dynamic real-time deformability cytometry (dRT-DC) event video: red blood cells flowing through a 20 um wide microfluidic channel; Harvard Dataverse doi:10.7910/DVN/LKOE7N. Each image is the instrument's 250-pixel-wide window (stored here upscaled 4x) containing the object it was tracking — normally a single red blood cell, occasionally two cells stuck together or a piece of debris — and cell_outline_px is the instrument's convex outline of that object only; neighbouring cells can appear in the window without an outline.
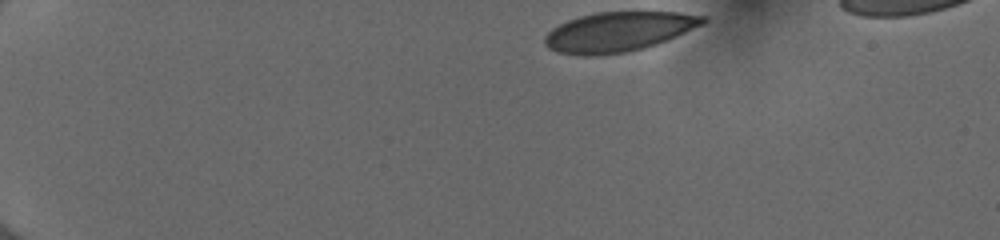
{"species": "human", "species_latin": "Homo sapiens", "temperature_condition": "cold", "stored_images_in_passage": 43, "camera_frame_rate_fps": 3000, "um_per_image_px": 0.085, "donor": {"sex": "female"}, "frame": {"image": 1, "passage_image": 1, "time_ms": 0.0, "image_size_px": [1000, 240], "cell_outline_px": [[708, 20], [704, 24], [676, 36], [656, 44], [644, 48], [624, 52], [596, 56], [584, 56], [556, 52], [548, 48], [544, 44], [544, 36], [552, 28], [568, 20], [580, 16], [596, 12], [680, 12], [708, 16]], "centroid_in_image_um": [52.57, 2.7], "position_along_channel_um": 32.4, "area_um2": 36.7}}
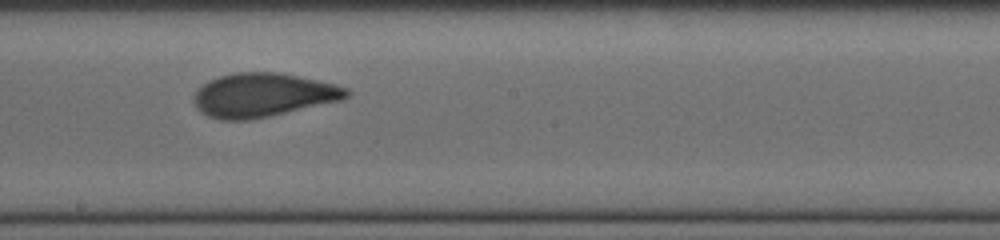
{"frame": {"image": 2, "passage_image": 23, "time_ms": 7.333, "image_size_px": [1000, 240], "cell_outline_px": [[352, 92], [348, 96], [340, 100], [268, 116], [248, 120], [220, 120], [208, 116], [200, 112], [196, 108], [192, 100], [196, 92], [208, 80], [220, 76], [236, 72], [280, 72], [336, 84], [348, 88]], "centroid_in_image_um": [22.33, 8.07], "position_along_channel_um": 225.9, "area_um2": 38.84}}
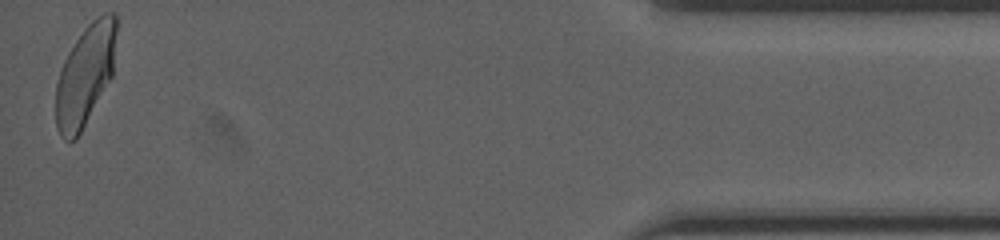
{"frame": {"image": 3, "passage_image": 43, "time_ms": 14.0, "image_size_px": [1000, 240], "cell_outline_px": [[116, 32], [112, 76], [76, 140], [64, 140], [60, 136], [56, 128], [56, 84], [60, 68], [68, 52], [84, 28], [96, 16], [104, 12], [116, 12]], "centroid_in_image_um": [7.23, 6.37], "position_along_channel_um": 428.0, "area_um2": 35.55}, "authors_computed_cell_mechanics": {"area_um2": 38.0902, "velocity_mm_per_s": 3.9919, "shape_relaxation_time_tau1_ms": 3.8018, "shape_relaxation_time_tau2_ms": 0.7808, "deformation_change_tau1": 0.1469, "deformation_change_tau2": 0.0507}}